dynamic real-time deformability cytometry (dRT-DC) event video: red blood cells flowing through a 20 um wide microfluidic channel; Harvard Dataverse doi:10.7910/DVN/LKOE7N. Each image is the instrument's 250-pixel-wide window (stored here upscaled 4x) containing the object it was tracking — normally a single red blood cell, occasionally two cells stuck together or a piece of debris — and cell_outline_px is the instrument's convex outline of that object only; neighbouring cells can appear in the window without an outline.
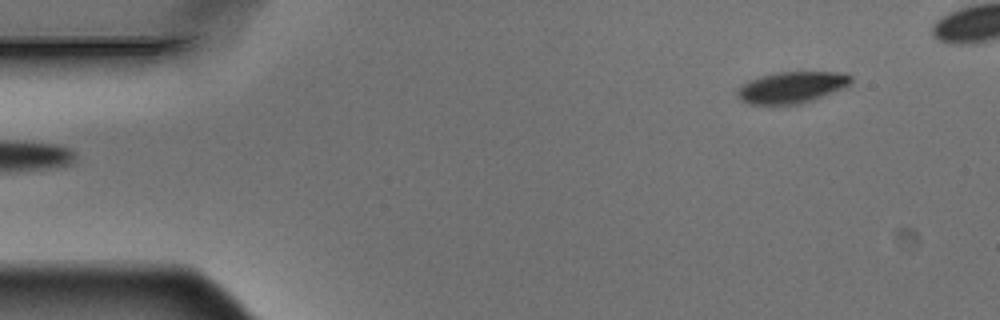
{"species": "Egyptian fruit bat (a non-hibernating species)", "species_latin": "Rousettus aegyptiacus", "temperature_condition": "warm", "stored_images_in_passage": 6, "segment_of_instrument_passage": [2, 2], "camera_frame_rate_fps": 3000, "um_per_image_px": 0.085, "animal": {"sex": "male"}, "frame": {"image": 1, "passage_image": 6, "time_ms": 1.667, "image_size_px": [1000, 320], "cell_outline_px": [[852, 80], [844, 88], [812, 100], [796, 104], [748, 104], [740, 100], [736, 96], [736, 92], [744, 84], [760, 76], [780, 72], [840, 72], [852, 76]], "centroid_in_image_um": [67.29, 7.42], "position_along_channel_um": 17.7, "area_um2": 20.52}}